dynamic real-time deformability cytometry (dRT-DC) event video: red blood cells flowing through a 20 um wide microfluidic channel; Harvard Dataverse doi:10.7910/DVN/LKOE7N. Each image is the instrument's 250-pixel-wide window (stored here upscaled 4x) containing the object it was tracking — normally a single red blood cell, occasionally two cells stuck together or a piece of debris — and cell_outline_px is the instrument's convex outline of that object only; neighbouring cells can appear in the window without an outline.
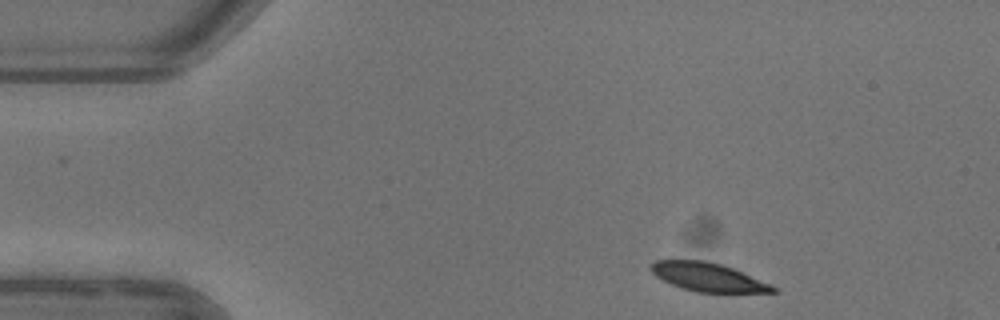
{"species": "common noctule bat (a hibernating species)", "species_latin": "Nyctalus noctula", "temperature_condition": "warm", "stored_images_in_passage": 3, "camera_frame_rate_fps": 3000, "um_per_image_px": 0.085, "animal": {"sex": "female"}, "frame": {"image": 1, "passage_image": 1, "time_ms": 0.0, "image_size_px": [1000, 320], "cell_outline_px": [[780, 292], [696, 292], [672, 284], [656, 276], [648, 268], [656, 260], [704, 260], [720, 264], [732, 268], [772, 284], [780, 288]], "centroid_in_image_um": [60.22, 23.55], "position_along_channel_um": 24.8, "area_um2": 20.17}}
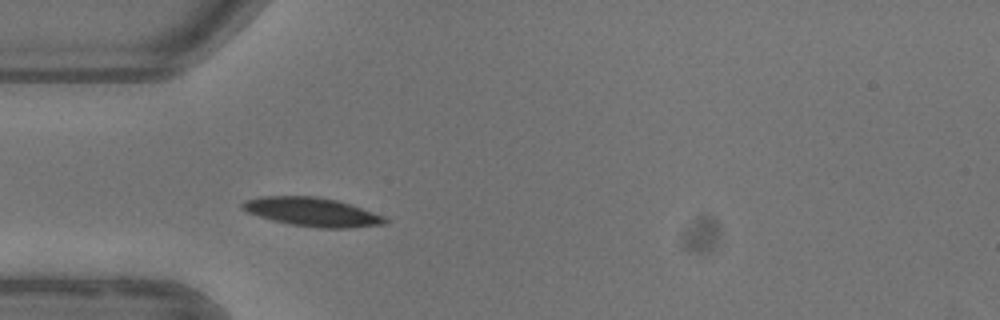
{"frame": {"image": 2, "passage_image": 3, "time_ms": 2.667, "image_size_px": [1000, 320], "cell_outline_px": [[388, 224], [348, 228], [320, 228], [292, 224], [272, 220], [248, 212], [240, 208], [240, 204], [244, 200], [260, 196], [316, 196], [336, 200], [384, 216], [388, 220]], "centroid_in_image_um": [26.51, 18.01], "position_along_channel_um": 58.5, "area_um2": 23.76}}